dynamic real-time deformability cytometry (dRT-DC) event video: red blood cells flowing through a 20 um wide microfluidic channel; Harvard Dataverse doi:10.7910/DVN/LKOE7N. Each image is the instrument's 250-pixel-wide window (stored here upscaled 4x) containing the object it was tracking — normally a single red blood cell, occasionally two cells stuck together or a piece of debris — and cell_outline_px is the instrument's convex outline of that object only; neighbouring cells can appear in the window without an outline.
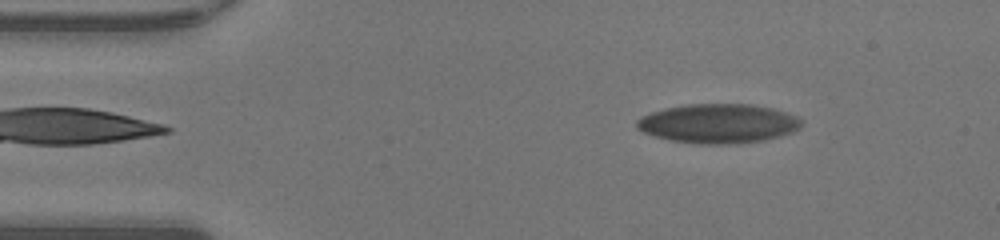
{"species": "human", "species_latin": "Homo sapiens", "temperature_condition": "warm", "stored_images_in_passage": 49, "camera_frame_rate_fps": 3000, "um_per_image_px": 0.085, "donor": {"sex": "male"}, "frame": {"image": 1, "passage_image": 6, "time_ms": 1.667, "image_size_px": [1000, 240], "cell_outline_px": [[800, 124], [792, 132], [760, 140], [724, 144], [708, 144], [672, 140], [656, 136], [644, 132], [636, 128], [636, 120], [652, 112], [668, 108], [688, 104], [748, 104], [772, 108], [796, 116], [800, 120]], "centroid_in_image_um": [61.01, 10.48], "position_along_channel_um": 24.0, "area_um2": 36.7}}
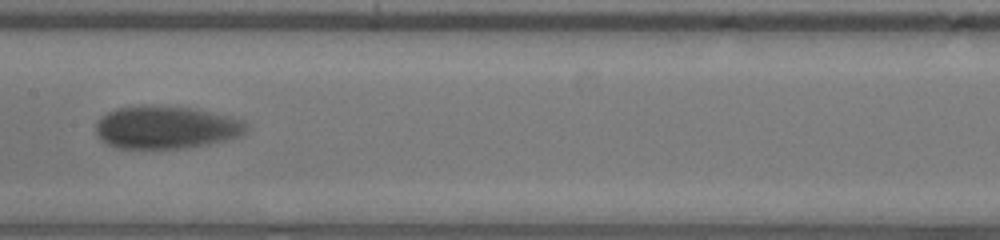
{"frame": {"image": 2, "passage_image": 24, "time_ms": 7.667, "image_size_px": [1000, 240], "cell_outline_px": [[248, 132], [240, 136], [208, 144], [184, 148], [120, 148], [108, 144], [96, 132], [96, 124], [100, 116], [108, 112], [120, 108], [196, 108], [244, 120], [248, 124]], "centroid_in_image_um": [14.19, 10.86], "position_along_channel_um": 193.2, "area_um2": 36.53}}
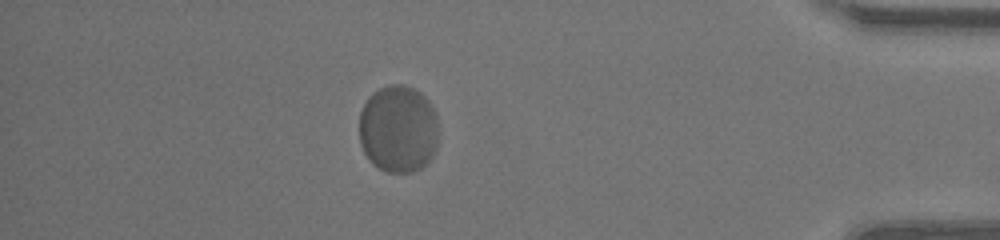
{"frame": {"image": 3, "passage_image": 43, "time_ms": 14.0, "image_size_px": [1000, 240], "cell_outline_px": [[436, 152], [420, 168], [412, 172], [388, 172], [372, 164], [368, 160], [360, 144], [360, 112], [368, 96], [372, 92], [388, 84], [404, 84], [420, 92], [428, 100], [436, 116]], "centroid_in_image_um": [33.82, 10.95], "position_along_channel_um": 401.4, "area_um2": 40.46}, "authors_computed_cell_mechanics": {"area_um2": 37.0498, "velocity_mm_per_s": 4.0434, "shape_relaxation_time_tau1_ms": 3.3721, "shape_relaxation_time_tau2_ms": null, "deformation_change_tau1": 0.1086, "deformation_change_tau2": null}}